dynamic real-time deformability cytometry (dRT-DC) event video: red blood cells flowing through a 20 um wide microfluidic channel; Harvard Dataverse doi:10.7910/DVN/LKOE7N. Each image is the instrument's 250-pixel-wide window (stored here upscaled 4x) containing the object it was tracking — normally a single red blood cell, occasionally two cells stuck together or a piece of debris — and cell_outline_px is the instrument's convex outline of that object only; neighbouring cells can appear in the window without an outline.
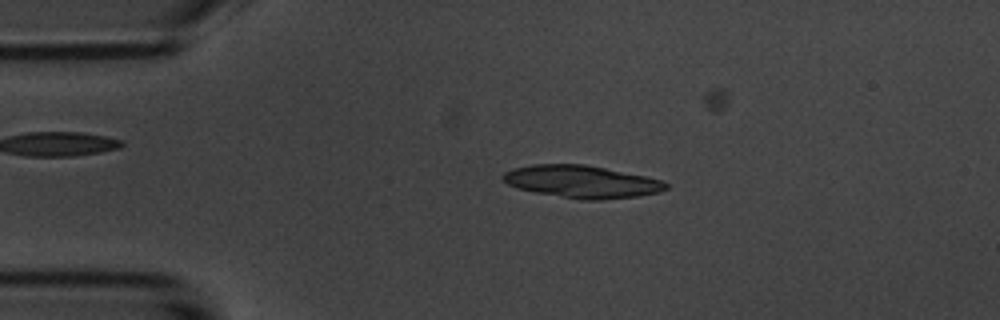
{"species": "common noctule bat (a hibernating species)", "species_latin": "Nyctalus noctula", "temperature_condition": "room temperature", "stored_images_in_passage": 5, "camera_frame_rate_fps": 3000, "um_per_image_px": 0.085, "animal": {"sex": "male", "body_mass_g": 20.1, "forearm_length_mm": 53.5}, "frame": {"image": 1, "passage_image": 3, "time_ms": 2.333, "image_size_px": [1000, 320], "cell_outline_px": [[668, 188], [660, 192], [640, 196], [604, 200], [584, 200], [536, 192], [516, 188], [508, 184], [500, 176], [504, 172], [512, 168], [532, 164], [584, 164], [664, 180], [668, 184]], "centroid_in_image_um": [49.45, 15.44], "position_along_channel_um": 35.5, "area_um2": 30.87}}